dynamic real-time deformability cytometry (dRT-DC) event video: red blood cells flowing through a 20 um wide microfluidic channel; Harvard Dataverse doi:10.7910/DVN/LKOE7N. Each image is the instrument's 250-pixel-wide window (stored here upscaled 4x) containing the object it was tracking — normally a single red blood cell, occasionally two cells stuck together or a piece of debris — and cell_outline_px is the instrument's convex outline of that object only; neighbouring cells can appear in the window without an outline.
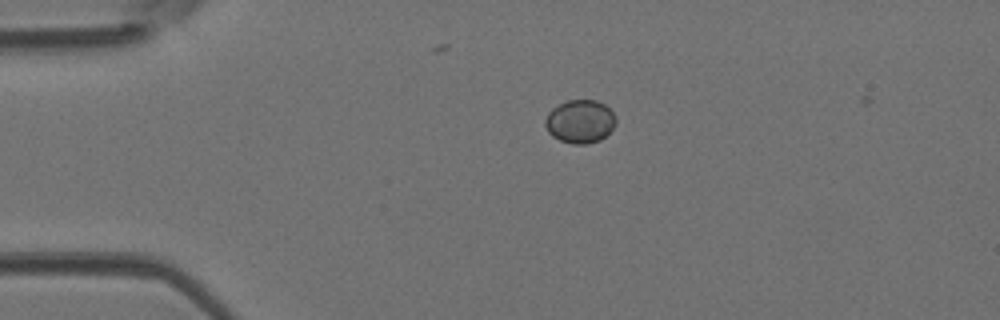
{"species": "Egyptian fruit bat (a non-hibernating species)", "species_latin": "Rousettus aegyptiacus", "temperature_condition": "room temperature", "stored_images_in_passage": 38, "camera_frame_rate_fps": 3000, "um_per_image_px": 0.085, "animal": {"sex": "female"}, "frame": {"image": 1, "passage_image": 1, "time_ms": 0.0, "image_size_px": [1000, 320], "cell_outline_px": [[616, 124], [600, 140], [584, 144], [572, 144], [560, 140], [552, 136], [548, 132], [544, 124], [544, 120], [548, 112], [552, 108], [568, 100], [596, 100], [604, 104], [616, 116]], "centroid_in_image_um": [49.28, 10.32], "position_along_channel_um": 35.7, "area_um2": 17.8}}
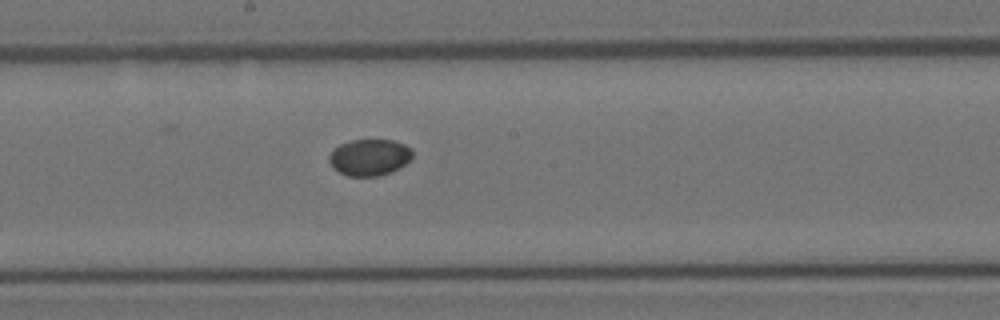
{"frame": {"image": 2, "passage_image": 16, "time_ms": 5.0, "image_size_px": [1000, 320], "cell_outline_px": [[412, 156], [404, 164], [392, 172], [380, 176], [348, 176], [332, 168], [328, 160], [328, 156], [340, 144], [352, 140], [392, 140], [404, 144], [412, 148]], "centroid_in_image_um": [31.4, 13.38], "position_along_channel_um": 216.8, "area_um2": 17.69}}
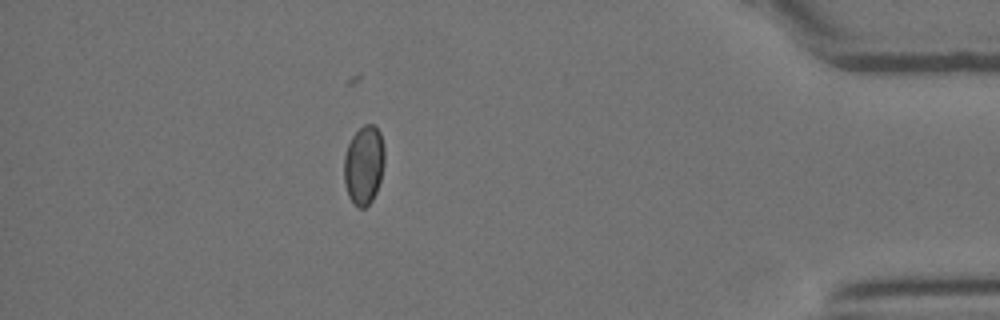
{"frame": {"image": 3, "passage_image": 32, "time_ms": 10.333, "image_size_px": [1000, 320], "cell_outline_px": [[384, 164], [380, 180], [376, 192], [372, 200], [364, 208], [360, 208], [348, 196], [344, 184], [344, 156], [348, 144], [352, 136], [364, 124], [372, 124], [380, 132], [384, 148]], "centroid_in_image_um": [30.92, 14.01], "position_along_channel_um": 404.3, "area_um2": 18.55}}